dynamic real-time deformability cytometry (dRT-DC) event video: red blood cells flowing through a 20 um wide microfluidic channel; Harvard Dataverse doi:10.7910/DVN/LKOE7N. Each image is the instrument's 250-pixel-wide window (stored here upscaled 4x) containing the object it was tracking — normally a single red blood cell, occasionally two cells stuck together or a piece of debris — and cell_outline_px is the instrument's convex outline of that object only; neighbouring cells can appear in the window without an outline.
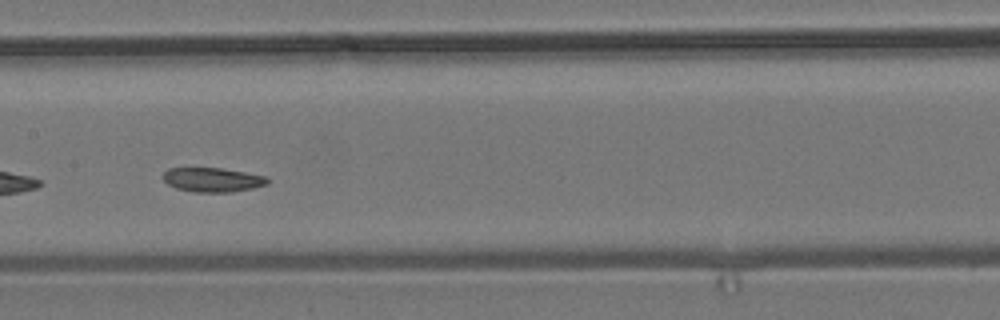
{"species": "common noctule bat (a hibernating species)", "species_latin": "Nyctalus noctula", "temperature_condition": "room temperature", "stored_images_in_passage": 29, "camera_frame_rate_fps": 3000, "um_per_image_px": 0.085, "animal": {"sex": "male", "body_mass_g": 19.2, "forearm_length_mm": 51.8}, "frame": {"image": 1, "passage_image": 13, "time_ms": 4.0, "image_size_px": [1000, 320], "cell_outline_px": [[268, 184], [252, 188], [232, 192], [196, 192], [176, 188], [168, 184], [164, 180], [164, 172], [168, 168], [220, 168], [244, 172], [264, 176], [268, 180]], "centroid_in_image_um": [18.05, 15.28], "position_along_channel_um": 189.3, "area_um2": 14.57}, "authors_computed_cell_mechanics": {"area_um2": 15.317, "velocity_mm_per_s": 3.6874, "shape_relaxation_time_tau1_ms": null, "shape_relaxation_time_tau2_ms": 4.3027, "deformation_change_tau1": null, "deformation_change_tau2": 0.0855}}